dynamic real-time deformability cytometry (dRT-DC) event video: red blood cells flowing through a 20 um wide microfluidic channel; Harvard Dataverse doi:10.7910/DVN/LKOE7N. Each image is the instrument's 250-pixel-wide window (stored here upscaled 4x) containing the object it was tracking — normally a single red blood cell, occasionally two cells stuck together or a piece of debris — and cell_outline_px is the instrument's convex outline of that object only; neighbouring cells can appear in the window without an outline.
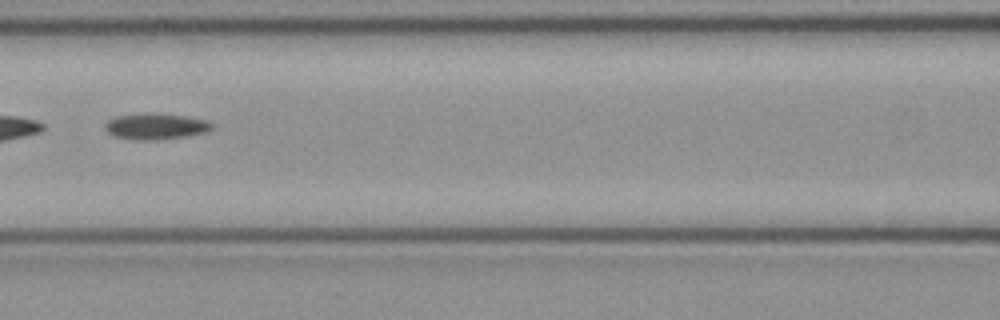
{"species": "common noctule bat (a hibernating species)", "species_latin": "Nyctalus noctula", "temperature_condition": "cold", "stored_images_in_passage": 5, "camera_frame_rate_fps": 3000, "um_per_image_px": 0.085, "animal": {"sex": "female", "body_mass_g": 21.9}, "frame": {"image": 1, "passage_image": 5, "time_ms": 1.333, "image_size_px": [1000, 320], "cell_outline_px": [[212, 128], [208, 132], [184, 136], [156, 140], [136, 140], [112, 136], [104, 128], [104, 124], [108, 120], [116, 116], [148, 112], [152, 112], [184, 116], [208, 120], [212, 124]], "centroid_in_image_um": [13.2, 10.73], "position_along_channel_um": 153.4, "area_um2": 16.42}}